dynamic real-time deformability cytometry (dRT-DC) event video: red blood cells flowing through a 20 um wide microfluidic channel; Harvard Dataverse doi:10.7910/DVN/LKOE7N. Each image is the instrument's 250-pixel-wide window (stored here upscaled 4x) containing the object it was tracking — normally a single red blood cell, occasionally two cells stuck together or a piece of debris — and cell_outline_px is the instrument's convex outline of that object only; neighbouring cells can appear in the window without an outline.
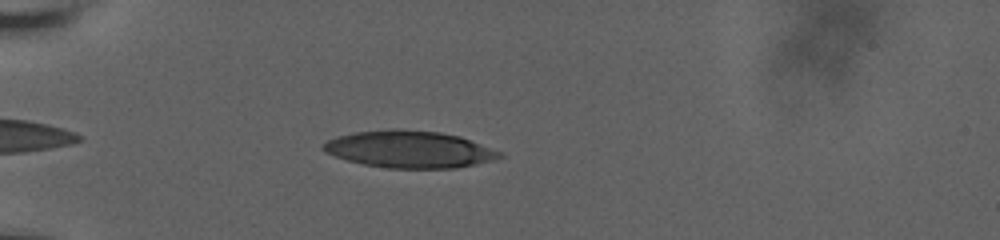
{"species": "human", "species_latin": "Homo sapiens", "temperature_condition": "room temperature", "stored_images_in_passage": 52, "camera_frame_rate_fps": 3000, "um_per_image_px": 0.085, "donor": {"sex": "male"}, "frame": {"image": 1, "passage_image": 7, "time_ms": 1.667, "image_size_px": [1000, 240], "cell_outline_px": [[504, 156], [496, 160], [456, 168], [388, 168], [364, 164], [348, 160], [324, 152], [320, 148], [328, 140], [336, 136], [356, 132], [392, 128], [396, 128], [440, 132], [460, 136], [504, 152]], "centroid_in_image_um": [34.84, 12.68], "position_along_channel_um": 50.2, "area_um2": 38.32}}
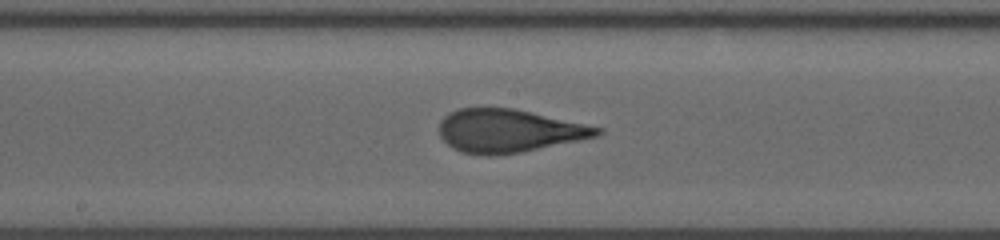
{"frame": {"image": 2, "passage_image": 32, "time_ms": 6.667, "image_size_px": [1000, 240], "cell_outline_px": [[604, 132], [600, 136], [520, 152], [492, 156], [488, 156], [464, 152], [452, 148], [440, 136], [440, 120], [448, 112], [460, 108], [512, 108], [532, 112], [604, 128]], "centroid_in_image_um": [43.26, 11.12], "position_along_channel_um": 204.9, "area_um2": 39.65}}
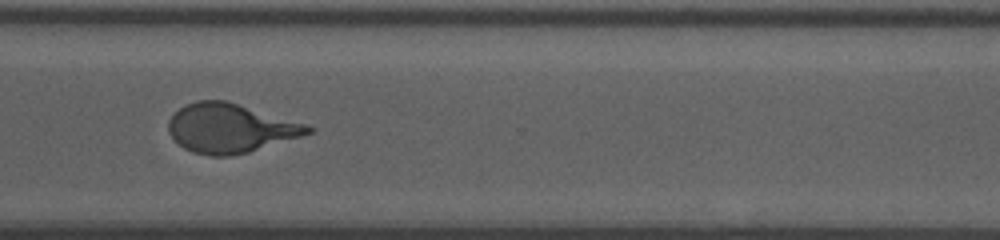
{"frame": {"image": 3, "passage_image": 51, "time_ms": 10.667, "image_size_px": [1000, 240], "cell_outline_px": [[316, 128], [312, 132], [300, 136], [248, 152], [228, 156], [212, 156], [192, 152], [184, 148], [168, 132], [168, 120], [184, 104], [196, 100], [224, 100], [304, 124]], "centroid_in_image_um": [19.52, 10.9], "position_along_channel_um": 351.1, "area_um2": 39.19}}